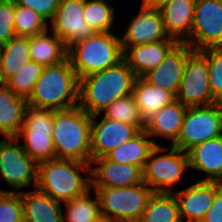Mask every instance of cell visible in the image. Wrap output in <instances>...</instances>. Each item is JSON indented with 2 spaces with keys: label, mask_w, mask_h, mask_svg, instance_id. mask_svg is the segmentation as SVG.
Masks as SVG:
<instances>
[{
  "label": "cell",
  "mask_w": 222,
  "mask_h": 222,
  "mask_svg": "<svg viewBox=\"0 0 222 222\" xmlns=\"http://www.w3.org/2000/svg\"><path fill=\"white\" fill-rule=\"evenodd\" d=\"M78 90L79 79L67 58L44 68L27 103L54 111L70 109L78 106Z\"/></svg>",
  "instance_id": "4"
},
{
  "label": "cell",
  "mask_w": 222,
  "mask_h": 222,
  "mask_svg": "<svg viewBox=\"0 0 222 222\" xmlns=\"http://www.w3.org/2000/svg\"><path fill=\"white\" fill-rule=\"evenodd\" d=\"M36 188L61 203L82 196L91 189V164L57 158L40 162Z\"/></svg>",
  "instance_id": "2"
},
{
  "label": "cell",
  "mask_w": 222,
  "mask_h": 222,
  "mask_svg": "<svg viewBox=\"0 0 222 222\" xmlns=\"http://www.w3.org/2000/svg\"><path fill=\"white\" fill-rule=\"evenodd\" d=\"M84 4L85 0H60L56 14L49 23L50 32L64 42L67 50L95 33L83 18Z\"/></svg>",
  "instance_id": "13"
},
{
  "label": "cell",
  "mask_w": 222,
  "mask_h": 222,
  "mask_svg": "<svg viewBox=\"0 0 222 222\" xmlns=\"http://www.w3.org/2000/svg\"><path fill=\"white\" fill-rule=\"evenodd\" d=\"M199 52L207 59L211 94L222 103V47H210Z\"/></svg>",
  "instance_id": "35"
},
{
  "label": "cell",
  "mask_w": 222,
  "mask_h": 222,
  "mask_svg": "<svg viewBox=\"0 0 222 222\" xmlns=\"http://www.w3.org/2000/svg\"><path fill=\"white\" fill-rule=\"evenodd\" d=\"M132 94L144 123L158 110L176 100L169 91L153 86L143 77H136Z\"/></svg>",
  "instance_id": "25"
},
{
  "label": "cell",
  "mask_w": 222,
  "mask_h": 222,
  "mask_svg": "<svg viewBox=\"0 0 222 222\" xmlns=\"http://www.w3.org/2000/svg\"><path fill=\"white\" fill-rule=\"evenodd\" d=\"M195 51L222 47V0H196L190 37L184 42Z\"/></svg>",
  "instance_id": "12"
},
{
  "label": "cell",
  "mask_w": 222,
  "mask_h": 222,
  "mask_svg": "<svg viewBox=\"0 0 222 222\" xmlns=\"http://www.w3.org/2000/svg\"><path fill=\"white\" fill-rule=\"evenodd\" d=\"M115 12L106 0H85L83 18L94 32H113Z\"/></svg>",
  "instance_id": "31"
},
{
  "label": "cell",
  "mask_w": 222,
  "mask_h": 222,
  "mask_svg": "<svg viewBox=\"0 0 222 222\" xmlns=\"http://www.w3.org/2000/svg\"><path fill=\"white\" fill-rule=\"evenodd\" d=\"M44 68L45 66L42 64L30 60L19 72L10 78L5 85L14 94L28 100Z\"/></svg>",
  "instance_id": "33"
},
{
  "label": "cell",
  "mask_w": 222,
  "mask_h": 222,
  "mask_svg": "<svg viewBox=\"0 0 222 222\" xmlns=\"http://www.w3.org/2000/svg\"><path fill=\"white\" fill-rule=\"evenodd\" d=\"M176 100L187 107L217 103L211 94L207 59L199 51L187 57Z\"/></svg>",
  "instance_id": "11"
},
{
  "label": "cell",
  "mask_w": 222,
  "mask_h": 222,
  "mask_svg": "<svg viewBox=\"0 0 222 222\" xmlns=\"http://www.w3.org/2000/svg\"><path fill=\"white\" fill-rule=\"evenodd\" d=\"M222 135V103L187 107L177 140L172 146L187 152L206 140Z\"/></svg>",
  "instance_id": "9"
},
{
  "label": "cell",
  "mask_w": 222,
  "mask_h": 222,
  "mask_svg": "<svg viewBox=\"0 0 222 222\" xmlns=\"http://www.w3.org/2000/svg\"><path fill=\"white\" fill-rule=\"evenodd\" d=\"M138 222H182L173 192H153Z\"/></svg>",
  "instance_id": "29"
},
{
  "label": "cell",
  "mask_w": 222,
  "mask_h": 222,
  "mask_svg": "<svg viewBox=\"0 0 222 222\" xmlns=\"http://www.w3.org/2000/svg\"><path fill=\"white\" fill-rule=\"evenodd\" d=\"M175 39L129 46L123 53V59L132 69L136 77H143L155 69L178 44Z\"/></svg>",
  "instance_id": "19"
},
{
  "label": "cell",
  "mask_w": 222,
  "mask_h": 222,
  "mask_svg": "<svg viewBox=\"0 0 222 222\" xmlns=\"http://www.w3.org/2000/svg\"><path fill=\"white\" fill-rule=\"evenodd\" d=\"M196 0H168L158 7L169 37L184 43L191 34Z\"/></svg>",
  "instance_id": "20"
},
{
  "label": "cell",
  "mask_w": 222,
  "mask_h": 222,
  "mask_svg": "<svg viewBox=\"0 0 222 222\" xmlns=\"http://www.w3.org/2000/svg\"><path fill=\"white\" fill-rule=\"evenodd\" d=\"M101 114L91 116V159L104 157L111 150L131 140L140 131L130 124L114 121ZM97 117L99 121L97 122Z\"/></svg>",
  "instance_id": "14"
},
{
  "label": "cell",
  "mask_w": 222,
  "mask_h": 222,
  "mask_svg": "<svg viewBox=\"0 0 222 222\" xmlns=\"http://www.w3.org/2000/svg\"><path fill=\"white\" fill-rule=\"evenodd\" d=\"M0 222H23L21 192H0Z\"/></svg>",
  "instance_id": "36"
},
{
  "label": "cell",
  "mask_w": 222,
  "mask_h": 222,
  "mask_svg": "<svg viewBox=\"0 0 222 222\" xmlns=\"http://www.w3.org/2000/svg\"><path fill=\"white\" fill-rule=\"evenodd\" d=\"M46 32L29 37L30 58L43 66L60 64L67 59L68 50L64 42L56 35Z\"/></svg>",
  "instance_id": "27"
},
{
  "label": "cell",
  "mask_w": 222,
  "mask_h": 222,
  "mask_svg": "<svg viewBox=\"0 0 222 222\" xmlns=\"http://www.w3.org/2000/svg\"><path fill=\"white\" fill-rule=\"evenodd\" d=\"M187 106L175 100L158 110L145 122L144 131L151 137H163L172 145L179 136Z\"/></svg>",
  "instance_id": "22"
},
{
  "label": "cell",
  "mask_w": 222,
  "mask_h": 222,
  "mask_svg": "<svg viewBox=\"0 0 222 222\" xmlns=\"http://www.w3.org/2000/svg\"><path fill=\"white\" fill-rule=\"evenodd\" d=\"M201 222H222V186L216 182V195Z\"/></svg>",
  "instance_id": "39"
},
{
  "label": "cell",
  "mask_w": 222,
  "mask_h": 222,
  "mask_svg": "<svg viewBox=\"0 0 222 222\" xmlns=\"http://www.w3.org/2000/svg\"><path fill=\"white\" fill-rule=\"evenodd\" d=\"M155 145H159V143L142 130L131 140L111 150L104 157L115 163L133 164L143 169L148 155Z\"/></svg>",
  "instance_id": "28"
},
{
  "label": "cell",
  "mask_w": 222,
  "mask_h": 222,
  "mask_svg": "<svg viewBox=\"0 0 222 222\" xmlns=\"http://www.w3.org/2000/svg\"><path fill=\"white\" fill-rule=\"evenodd\" d=\"M142 182L143 172L140 166L115 163L105 157L94 159L91 163V187H129Z\"/></svg>",
  "instance_id": "18"
},
{
  "label": "cell",
  "mask_w": 222,
  "mask_h": 222,
  "mask_svg": "<svg viewBox=\"0 0 222 222\" xmlns=\"http://www.w3.org/2000/svg\"><path fill=\"white\" fill-rule=\"evenodd\" d=\"M27 100L14 94L0 83V133L4 137H15L24 124Z\"/></svg>",
  "instance_id": "24"
},
{
  "label": "cell",
  "mask_w": 222,
  "mask_h": 222,
  "mask_svg": "<svg viewBox=\"0 0 222 222\" xmlns=\"http://www.w3.org/2000/svg\"><path fill=\"white\" fill-rule=\"evenodd\" d=\"M193 51L194 49L187 43H178L164 60L143 78L151 85L167 90L176 97L187 57Z\"/></svg>",
  "instance_id": "16"
},
{
  "label": "cell",
  "mask_w": 222,
  "mask_h": 222,
  "mask_svg": "<svg viewBox=\"0 0 222 222\" xmlns=\"http://www.w3.org/2000/svg\"><path fill=\"white\" fill-rule=\"evenodd\" d=\"M182 222H201L216 195V181H197L173 191Z\"/></svg>",
  "instance_id": "17"
},
{
  "label": "cell",
  "mask_w": 222,
  "mask_h": 222,
  "mask_svg": "<svg viewBox=\"0 0 222 222\" xmlns=\"http://www.w3.org/2000/svg\"><path fill=\"white\" fill-rule=\"evenodd\" d=\"M23 222H63L62 203L35 188L21 192Z\"/></svg>",
  "instance_id": "23"
},
{
  "label": "cell",
  "mask_w": 222,
  "mask_h": 222,
  "mask_svg": "<svg viewBox=\"0 0 222 222\" xmlns=\"http://www.w3.org/2000/svg\"><path fill=\"white\" fill-rule=\"evenodd\" d=\"M54 110L27 106L24 113V124L15 136L22 137L25 152L37 163L56 159L53 144Z\"/></svg>",
  "instance_id": "8"
},
{
  "label": "cell",
  "mask_w": 222,
  "mask_h": 222,
  "mask_svg": "<svg viewBox=\"0 0 222 222\" xmlns=\"http://www.w3.org/2000/svg\"><path fill=\"white\" fill-rule=\"evenodd\" d=\"M48 29L49 23L42 16L15 2L14 31L17 36H36Z\"/></svg>",
  "instance_id": "34"
},
{
  "label": "cell",
  "mask_w": 222,
  "mask_h": 222,
  "mask_svg": "<svg viewBox=\"0 0 222 222\" xmlns=\"http://www.w3.org/2000/svg\"><path fill=\"white\" fill-rule=\"evenodd\" d=\"M17 5L33 9L48 23L51 22L59 7L60 0H15Z\"/></svg>",
  "instance_id": "38"
},
{
  "label": "cell",
  "mask_w": 222,
  "mask_h": 222,
  "mask_svg": "<svg viewBox=\"0 0 222 222\" xmlns=\"http://www.w3.org/2000/svg\"><path fill=\"white\" fill-rule=\"evenodd\" d=\"M120 37L114 32H95L68 49L67 58L78 79L113 67L123 60Z\"/></svg>",
  "instance_id": "5"
},
{
  "label": "cell",
  "mask_w": 222,
  "mask_h": 222,
  "mask_svg": "<svg viewBox=\"0 0 222 222\" xmlns=\"http://www.w3.org/2000/svg\"><path fill=\"white\" fill-rule=\"evenodd\" d=\"M188 169L187 152L172 145L167 148L155 145L142 169L143 182L154 192H172Z\"/></svg>",
  "instance_id": "7"
},
{
  "label": "cell",
  "mask_w": 222,
  "mask_h": 222,
  "mask_svg": "<svg viewBox=\"0 0 222 222\" xmlns=\"http://www.w3.org/2000/svg\"><path fill=\"white\" fill-rule=\"evenodd\" d=\"M14 14L15 0H0V46L16 36Z\"/></svg>",
  "instance_id": "37"
},
{
  "label": "cell",
  "mask_w": 222,
  "mask_h": 222,
  "mask_svg": "<svg viewBox=\"0 0 222 222\" xmlns=\"http://www.w3.org/2000/svg\"><path fill=\"white\" fill-rule=\"evenodd\" d=\"M103 117L134 125L139 131L144 130L145 123L139 113L133 94L117 99L106 107Z\"/></svg>",
  "instance_id": "32"
},
{
  "label": "cell",
  "mask_w": 222,
  "mask_h": 222,
  "mask_svg": "<svg viewBox=\"0 0 222 222\" xmlns=\"http://www.w3.org/2000/svg\"><path fill=\"white\" fill-rule=\"evenodd\" d=\"M30 58L29 37L14 36L0 46V83L5 84Z\"/></svg>",
  "instance_id": "26"
},
{
  "label": "cell",
  "mask_w": 222,
  "mask_h": 222,
  "mask_svg": "<svg viewBox=\"0 0 222 222\" xmlns=\"http://www.w3.org/2000/svg\"><path fill=\"white\" fill-rule=\"evenodd\" d=\"M218 184L222 186V178L218 181Z\"/></svg>",
  "instance_id": "41"
},
{
  "label": "cell",
  "mask_w": 222,
  "mask_h": 222,
  "mask_svg": "<svg viewBox=\"0 0 222 222\" xmlns=\"http://www.w3.org/2000/svg\"><path fill=\"white\" fill-rule=\"evenodd\" d=\"M135 78L124 59L113 67L82 77L78 106L88 115L100 114L112 102L132 94Z\"/></svg>",
  "instance_id": "1"
},
{
  "label": "cell",
  "mask_w": 222,
  "mask_h": 222,
  "mask_svg": "<svg viewBox=\"0 0 222 222\" xmlns=\"http://www.w3.org/2000/svg\"><path fill=\"white\" fill-rule=\"evenodd\" d=\"M16 137L0 140V181H5L12 189L37 186L38 163L24 150Z\"/></svg>",
  "instance_id": "10"
},
{
  "label": "cell",
  "mask_w": 222,
  "mask_h": 222,
  "mask_svg": "<svg viewBox=\"0 0 222 222\" xmlns=\"http://www.w3.org/2000/svg\"><path fill=\"white\" fill-rule=\"evenodd\" d=\"M168 0H143L141 3L143 6L146 7H154L158 8L160 5H162L164 2H167Z\"/></svg>",
  "instance_id": "40"
},
{
  "label": "cell",
  "mask_w": 222,
  "mask_h": 222,
  "mask_svg": "<svg viewBox=\"0 0 222 222\" xmlns=\"http://www.w3.org/2000/svg\"><path fill=\"white\" fill-rule=\"evenodd\" d=\"M189 168L204 172L201 181H216L222 178V135L206 140L187 151Z\"/></svg>",
  "instance_id": "21"
},
{
  "label": "cell",
  "mask_w": 222,
  "mask_h": 222,
  "mask_svg": "<svg viewBox=\"0 0 222 222\" xmlns=\"http://www.w3.org/2000/svg\"><path fill=\"white\" fill-rule=\"evenodd\" d=\"M0 192H10V191H7V190L5 191V190L0 188Z\"/></svg>",
  "instance_id": "42"
},
{
  "label": "cell",
  "mask_w": 222,
  "mask_h": 222,
  "mask_svg": "<svg viewBox=\"0 0 222 222\" xmlns=\"http://www.w3.org/2000/svg\"><path fill=\"white\" fill-rule=\"evenodd\" d=\"M97 193L104 222H138L153 190L144 182L129 187H91Z\"/></svg>",
  "instance_id": "6"
},
{
  "label": "cell",
  "mask_w": 222,
  "mask_h": 222,
  "mask_svg": "<svg viewBox=\"0 0 222 222\" xmlns=\"http://www.w3.org/2000/svg\"><path fill=\"white\" fill-rule=\"evenodd\" d=\"M91 189L84 195L65 201V213L62 212L63 222H104L100 212L97 193L91 197Z\"/></svg>",
  "instance_id": "30"
},
{
  "label": "cell",
  "mask_w": 222,
  "mask_h": 222,
  "mask_svg": "<svg viewBox=\"0 0 222 222\" xmlns=\"http://www.w3.org/2000/svg\"><path fill=\"white\" fill-rule=\"evenodd\" d=\"M91 115L79 106L54 111L53 144L57 159L92 163Z\"/></svg>",
  "instance_id": "3"
},
{
  "label": "cell",
  "mask_w": 222,
  "mask_h": 222,
  "mask_svg": "<svg viewBox=\"0 0 222 222\" xmlns=\"http://www.w3.org/2000/svg\"><path fill=\"white\" fill-rule=\"evenodd\" d=\"M127 30L120 37L123 52L129 46L174 39L167 34L158 8L141 5L138 15L129 21Z\"/></svg>",
  "instance_id": "15"
}]
</instances>
